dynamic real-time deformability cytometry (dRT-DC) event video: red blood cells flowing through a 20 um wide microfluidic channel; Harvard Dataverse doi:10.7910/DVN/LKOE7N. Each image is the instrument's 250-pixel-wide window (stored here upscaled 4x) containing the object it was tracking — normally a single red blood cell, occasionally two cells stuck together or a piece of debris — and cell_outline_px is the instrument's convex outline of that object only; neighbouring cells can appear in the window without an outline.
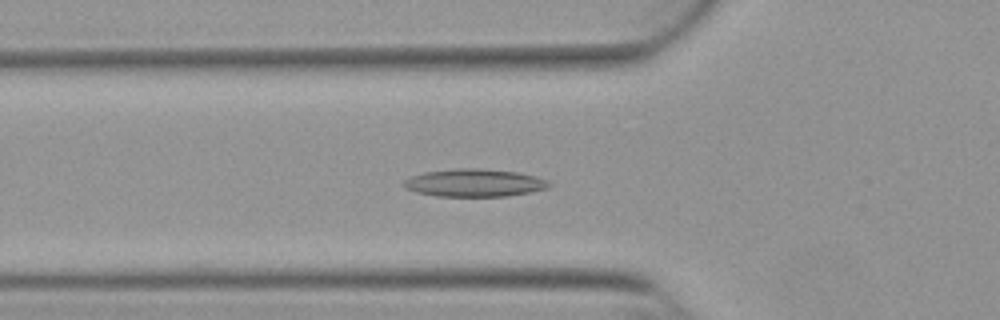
{"species": "Egyptian fruit bat (a non-hibernating species)", "species_latin": "Rousettus aegyptiacus", "temperature_condition": "warm", "stored_images_in_passage": 44, "camera_frame_rate_fps": 3000, "um_per_image_px": 0.085, "animal": {"sex": "female"}, "frame": {"image": 1, "passage_image": 10, "time_ms": 3.0, "image_size_px": [1000, 320], "cell_outline_px": [[552, 184], [548, 188], [528, 192], [504, 196], [436, 196], [416, 192], [404, 188], [400, 184], [404, 180], [412, 176], [424, 172], [456, 168], [480, 168], [516, 172], [536, 176], [548, 180]], "centroid_in_image_um": [40.29, 15.53], "position_along_channel_um": 85.5, "area_um2": 23.52}}
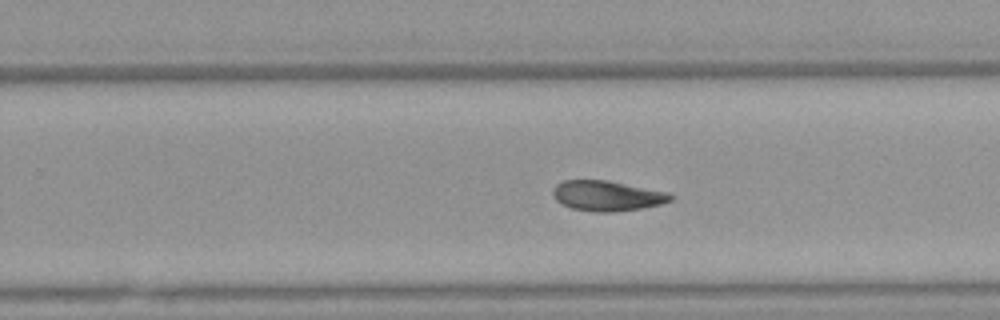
{"frame": {"image": 2, "passage_image": 25, "time_ms": 8.0, "image_size_px": [1000, 320], "cell_outline_px": [[672, 200], [660, 204], [640, 208], [616, 212], [592, 212], [572, 208], [556, 200], [552, 192], [552, 188], [556, 184], [564, 180], [608, 180], [668, 192], [672, 196]], "centroid_in_image_um": [51.58, 16.64], "position_along_channel_um": 278.2, "area_um2": 20.69}}
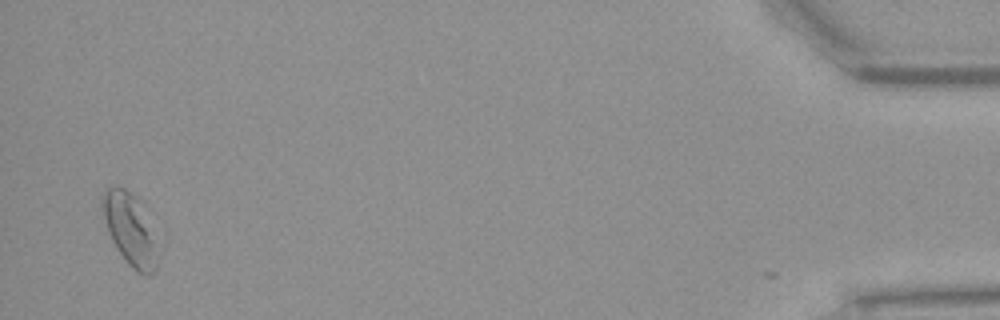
{"frame": {"image": 3, "passage_image": 43, "time_ms": 14.0, "image_size_px": [1000, 320], "cell_outline_px": [[156, 268], [148, 276], [144, 276], [136, 272], [128, 264], [116, 248], [100, 216], [100, 196], [104, 188], [112, 184], [116, 184], [124, 188], [140, 200], [156, 264]], "centroid_in_image_um": [10.85, 19.38], "position_along_channel_um": 424.4, "area_um2": 22.43}, "authors_computed_cell_mechanics": {"area_um2": 21.097, "velocity_mm_per_s": 3.8687, "shape_relaxation_time_tau1_ms": 7.961, "shape_relaxation_time_tau2_ms": 5.7221, "deformation_change_tau1": 0.2216, "deformation_change_tau2": 0.1399}}